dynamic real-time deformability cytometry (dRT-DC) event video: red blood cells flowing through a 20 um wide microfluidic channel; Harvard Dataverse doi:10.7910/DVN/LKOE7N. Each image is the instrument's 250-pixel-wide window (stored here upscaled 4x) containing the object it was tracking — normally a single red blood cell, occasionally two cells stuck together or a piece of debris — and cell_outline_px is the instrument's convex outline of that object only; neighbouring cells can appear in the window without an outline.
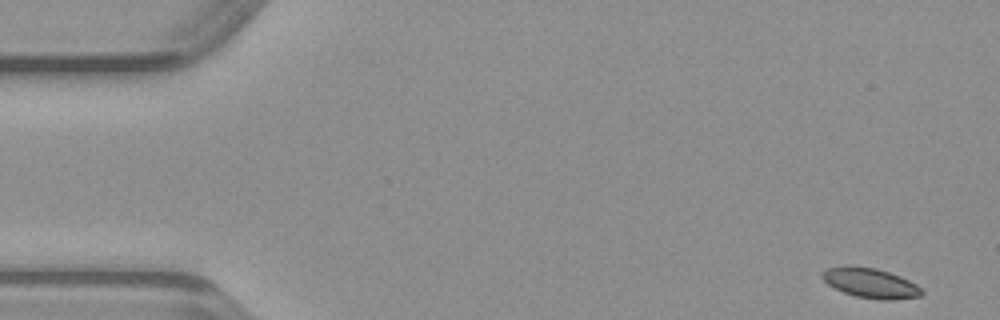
{"species": "common noctule bat (a hibernating species)", "species_latin": "Nyctalus noctula", "temperature_condition": "warm", "stored_images_in_passage": 48, "camera_frame_rate_fps": 3000, "um_per_image_px": 0.085, "animal": {"sex": "male", "body_mass_g": 23.1, "forearm_length_mm": 52.7}, "frame": {"image": 1, "passage_image": 1, "time_ms": 0.0, "image_size_px": [1000, 320], "cell_outline_px": [[924, 292], [920, 296], [892, 300], [884, 300], [856, 296], [844, 292], [828, 284], [820, 276], [820, 272], [828, 268], [876, 268], [900, 276], [916, 284]], "centroid_in_image_um": [74.03, 24.09], "position_along_channel_um": 11.0, "area_um2": 16.65}}
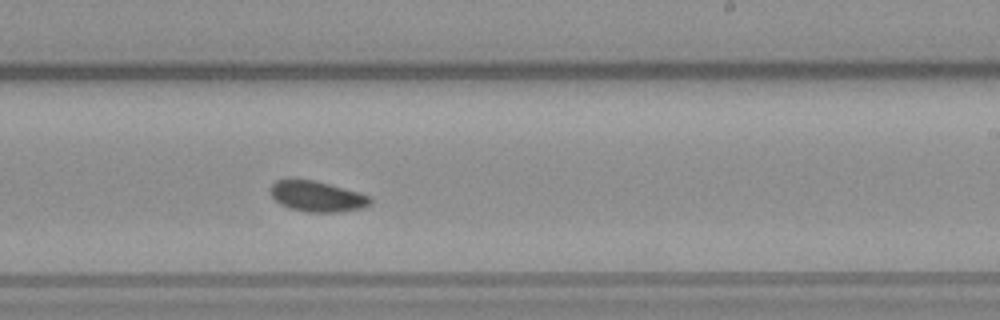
{"frame": {"image": 2, "passage_image": 28, "time_ms": 9.0, "image_size_px": [1000, 320], "cell_outline_px": [[372, 204], [364, 208], [336, 212], [308, 212], [288, 208], [280, 204], [272, 196], [272, 184], [276, 180], [312, 180], [328, 184], [372, 196]], "centroid_in_image_um": [27.0, 16.72], "position_along_channel_um": 262.0, "area_um2": 17.57}}
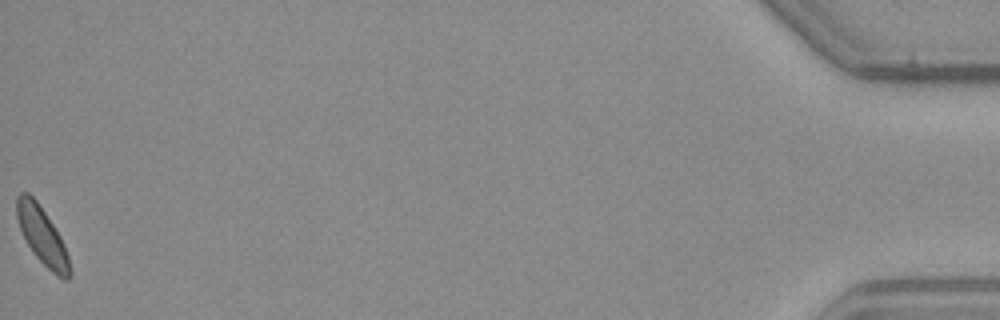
{"frame": {"image": 3, "passage_image": 48, "time_ms": 15.667, "image_size_px": [1000, 320], "cell_outline_px": [[72, 276], [68, 280], [64, 280], [56, 276], [32, 252], [20, 228], [16, 216], [16, 196], [20, 192], [28, 192], [36, 200], [60, 236], [64, 244], [68, 256], [72, 272]], "centroid_in_image_um": [3.6, 20.07], "position_along_channel_um": 431.6, "area_um2": 17.57}}